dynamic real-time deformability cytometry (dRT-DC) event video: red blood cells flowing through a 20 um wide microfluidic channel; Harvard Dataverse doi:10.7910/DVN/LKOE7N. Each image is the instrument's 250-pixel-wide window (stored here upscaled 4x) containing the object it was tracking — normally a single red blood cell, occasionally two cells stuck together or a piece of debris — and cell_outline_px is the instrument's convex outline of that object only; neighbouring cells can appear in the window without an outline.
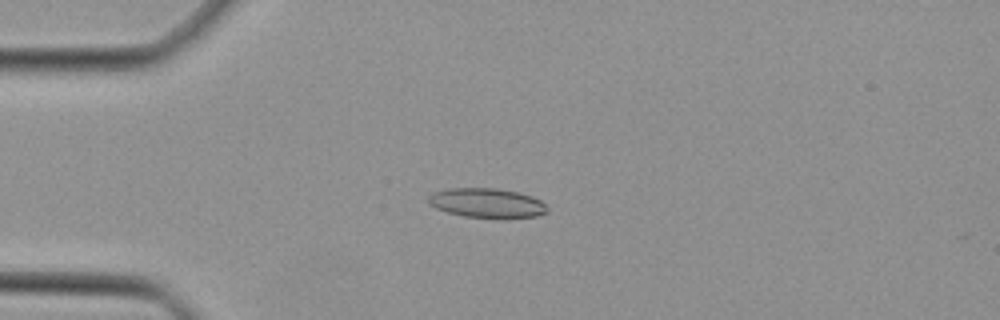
{"species": "Egyptian fruit bat (a non-hibernating species)", "species_latin": "Rousettus aegyptiacus", "temperature_condition": "cold", "stored_images_in_passage": 14, "camera_frame_rate_fps": 3000, "um_per_image_px": 0.085, "animal": {"sex": "female"}, "frame": {"image": 1, "passage_image": 12, "time_ms": 3.667, "image_size_px": [1000, 320], "cell_outline_px": [[540, 212], [528, 216], [476, 216], [456, 212], [472, 192], [508, 192], [524, 196], [536, 200]], "centroid_in_image_um": [42.39, 17.41], "position_along_channel_um": 42.6, "area_um2": 11.79}}